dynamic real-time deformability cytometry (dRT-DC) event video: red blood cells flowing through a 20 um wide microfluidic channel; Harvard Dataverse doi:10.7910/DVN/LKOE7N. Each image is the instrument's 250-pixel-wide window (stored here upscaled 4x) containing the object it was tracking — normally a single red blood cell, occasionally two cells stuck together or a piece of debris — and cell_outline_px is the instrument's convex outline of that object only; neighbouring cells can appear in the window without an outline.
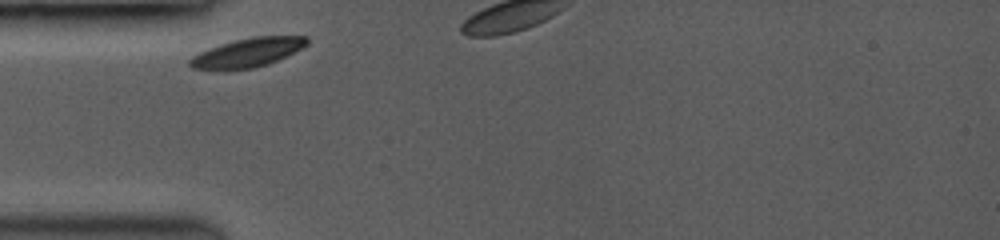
{"species": "common noctule bat (a hibernating species)", "species_latin": "Nyctalus noctula", "temperature_condition": "room temperature", "stored_images_in_passage": 5, "camera_frame_rate_fps": 3500, "um_per_image_px": 0.085, "animal": {"sex": "female", "body_mass_g": 19.0, "forearm_length_mm": 53.3}, "frame": {"image": 1, "passage_image": 1, "time_ms": 0.0, "image_size_px": [1000, 240], "cell_outline_px": [[308, 44], [268, 64], [252, 68], [216, 72], [192, 68], [188, 64], [188, 60], [192, 56], [208, 48], [220, 44], [252, 36], [308, 36]], "centroid_in_image_um": [20.94, 4.5], "position_along_channel_um": 64.1, "area_um2": 20.0}}